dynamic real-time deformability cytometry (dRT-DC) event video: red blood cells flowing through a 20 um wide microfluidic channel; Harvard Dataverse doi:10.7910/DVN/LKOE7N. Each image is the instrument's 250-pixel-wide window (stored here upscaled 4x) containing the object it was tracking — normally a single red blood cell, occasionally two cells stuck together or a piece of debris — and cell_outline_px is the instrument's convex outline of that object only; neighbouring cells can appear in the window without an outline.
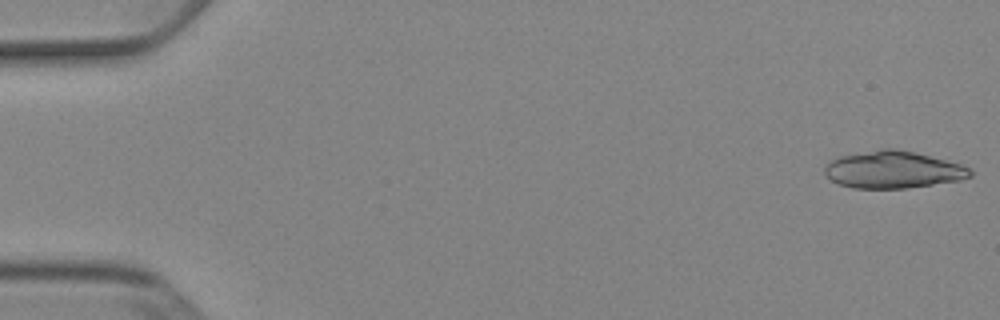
{"species": "Egyptian fruit bat (a non-hibernating species)", "species_latin": "Rousettus aegyptiacus", "temperature_condition": "cold", "stored_images_in_passage": 6, "camera_frame_rate_fps": 3000, "um_per_image_px": 0.085, "animal": {"sex": "female"}, "frame": {"image": 1, "passage_image": 1, "time_ms": 0.0, "image_size_px": [1000, 320], "cell_outline_px": [[972, 176], [960, 180], [908, 188], [852, 188], [840, 184], [832, 180], [824, 172], [824, 164], [840, 156], [880, 148], [896, 148], [960, 164], [968, 168], [972, 172]], "centroid_in_image_um": [75.88, 14.42], "position_along_channel_um": 9.1, "area_um2": 31.27}}